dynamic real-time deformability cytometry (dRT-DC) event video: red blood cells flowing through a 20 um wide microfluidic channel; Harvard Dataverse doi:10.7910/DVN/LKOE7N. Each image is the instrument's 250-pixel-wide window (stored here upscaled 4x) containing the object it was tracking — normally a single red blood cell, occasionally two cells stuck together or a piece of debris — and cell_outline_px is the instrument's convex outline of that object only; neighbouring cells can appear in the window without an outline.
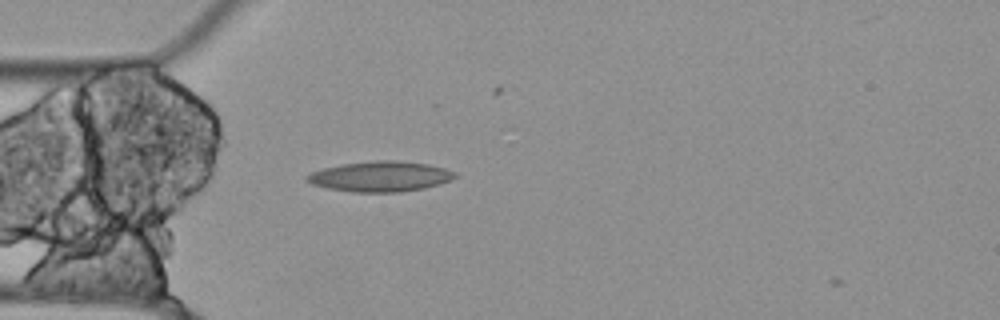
{"species": "Egyptian fruit bat (a non-hibernating species)", "species_latin": "Rousettus aegyptiacus", "temperature_condition": "cold", "stored_images_in_passage": 6, "segment_of_instrument_passage": [1, 2], "camera_frame_rate_fps": 3000, "um_per_image_px": 0.085, "animal": {"sex": "female"}, "frame": {"image": 1, "passage_image": 2, "time_ms": 0.333, "image_size_px": [1000, 320], "cell_outline_px": [[456, 176], [440, 184], [424, 188], [400, 192], [352, 192], [328, 188], [312, 184], [304, 180], [304, 176], [312, 172], [324, 168], [340, 164], [376, 160], [396, 160], [428, 164], [444, 168], [456, 172]], "centroid_in_image_um": [32.29, 14.99], "position_along_channel_um": 52.7, "area_um2": 26.18}}